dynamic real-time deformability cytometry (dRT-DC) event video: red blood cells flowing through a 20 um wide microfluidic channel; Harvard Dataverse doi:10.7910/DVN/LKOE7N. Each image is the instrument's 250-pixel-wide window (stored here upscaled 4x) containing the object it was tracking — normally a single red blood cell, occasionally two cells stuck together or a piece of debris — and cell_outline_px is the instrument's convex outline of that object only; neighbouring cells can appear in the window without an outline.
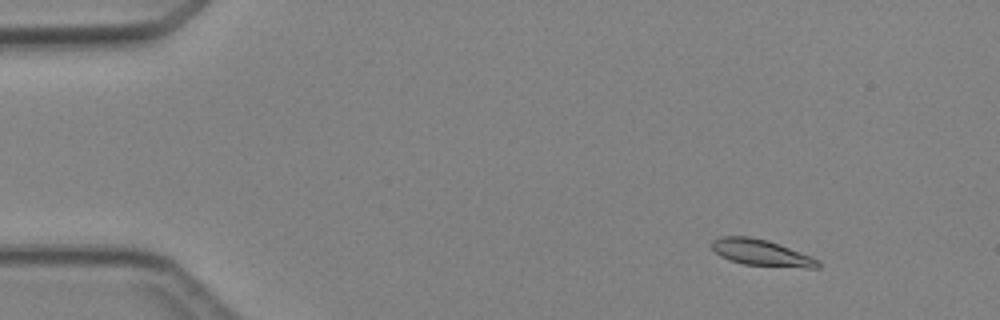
{"species": "Egyptian fruit bat (a non-hibernating species)", "species_latin": "Rousettus aegyptiacus", "temperature_condition": "cold", "stored_images_in_passage": 5, "camera_frame_rate_fps": 3000, "um_per_image_px": 0.085, "animal": {"sex": "female"}, "frame": {"image": 1, "passage_image": 2, "time_ms": 1.333, "image_size_px": [1000, 320], "cell_outline_px": [[820, 268], [808, 268], [744, 264], [720, 256], [712, 248], [712, 240], [720, 236], [748, 236], [768, 240], [820, 260]], "centroid_in_image_um": [64.71, 21.47], "position_along_channel_um": 20.3, "area_um2": 16.07}}
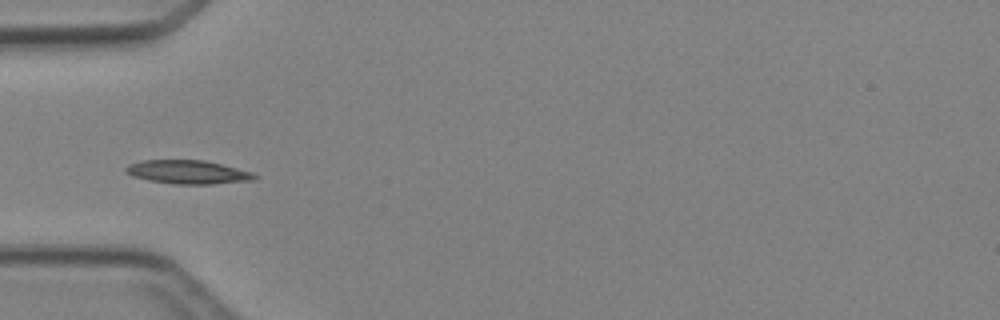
{"frame": {"image": 2, "passage_image": 5, "time_ms": 4.667, "image_size_px": [1000, 320], "cell_outline_px": [[260, 176], [256, 180], [212, 184], [172, 184], [148, 180], [132, 176], [124, 172], [124, 168], [128, 164], [144, 160], [204, 160], [252, 172]], "centroid_in_image_um": [15.96, 14.63], "position_along_channel_um": 69.0, "area_um2": 17.86}}